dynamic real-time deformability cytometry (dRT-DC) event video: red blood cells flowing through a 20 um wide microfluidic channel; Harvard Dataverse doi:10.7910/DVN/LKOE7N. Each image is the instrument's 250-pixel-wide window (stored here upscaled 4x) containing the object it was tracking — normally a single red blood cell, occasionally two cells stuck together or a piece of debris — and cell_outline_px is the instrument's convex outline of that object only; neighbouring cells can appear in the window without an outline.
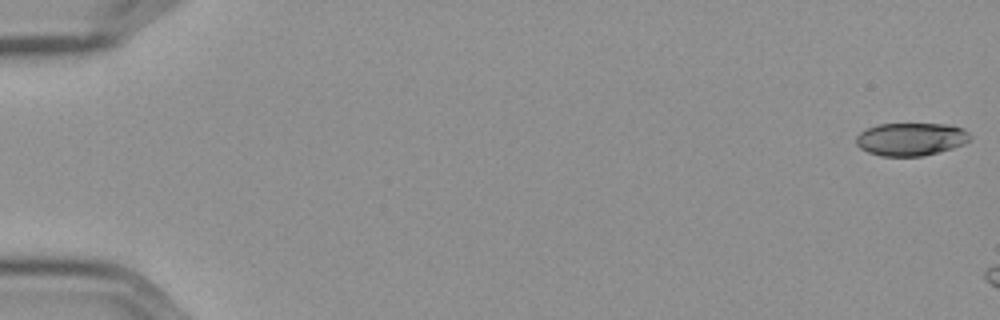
{"species": "Egyptian fruit bat (a non-hibernating species)", "species_latin": "Rousettus aegyptiacus", "temperature_condition": "cold", "stored_images_in_passage": 12, "camera_frame_rate_fps": 3000, "um_per_image_px": 0.085, "frame": {"image": 1, "passage_image": 1, "time_ms": 0.0, "image_size_px": [1000, 320], "cell_outline_px": [[972, 140], [964, 144], [952, 148], [924, 156], [880, 156], [868, 152], [860, 148], [856, 144], [856, 136], [860, 132], [876, 124], [948, 124], [964, 128], [972, 136]], "centroid_in_image_um": [77.45, 11.82], "position_along_channel_um": 7.5, "area_um2": 22.08}}